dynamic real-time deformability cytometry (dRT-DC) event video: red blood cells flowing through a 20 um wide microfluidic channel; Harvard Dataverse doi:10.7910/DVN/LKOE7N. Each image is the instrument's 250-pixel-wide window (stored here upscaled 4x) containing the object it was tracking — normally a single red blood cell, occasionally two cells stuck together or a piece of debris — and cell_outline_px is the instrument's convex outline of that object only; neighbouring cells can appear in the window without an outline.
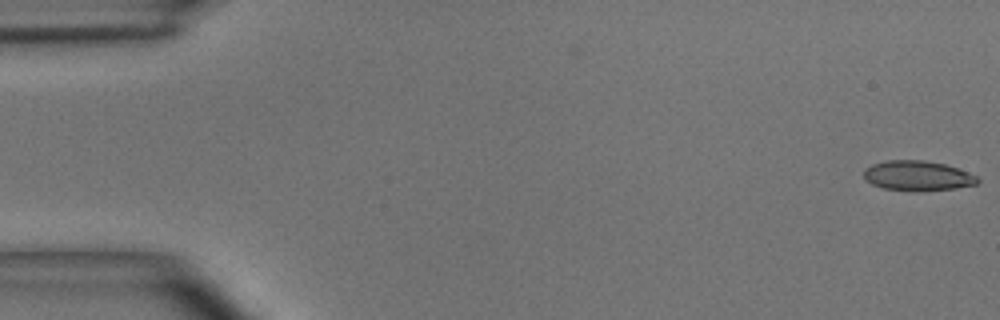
{"species": "common noctule bat (a hibernating species)", "species_latin": "Nyctalus noctula", "temperature_condition": "room temperature", "stored_images_in_passage": 49, "camera_frame_rate_fps": 3000, "um_per_image_px": 0.085, "animal": {"sex": "male", "body_mass_g": 15.6}, "frame": {"image": 1, "passage_image": 1, "time_ms": 0.0, "image_size_px": [1000, 320], "cell_outline_px": [[980, 180], [976, 184], [952, 188], [916, 192], [884, 188], [872, 184], [864, 176], [864, 168], [872, 164], [888, 160], [924, 160], [944, 164], [968, 172], [976, 176]], "centroid_in_image_um": [77.97, 14.94], "position_along_channel_um": 7.0, "area_um2": 19.71}}
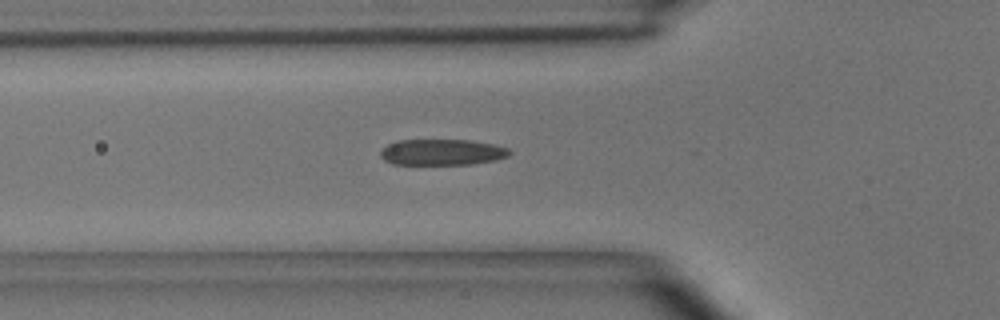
{"frame": {"image": 2, "passage_image": 17, "time_ms": 5.333, "image_size_px": [1000, 320], "cell_outline_px": [[512, 152], [508, 156], [496, 160], [472, 164], [392, 164], [384, 160], [380, 156], [380, 152], [388, 144], [396, 140], [472, 140], [492, 144], [508, 148]], "centroid_in_image_um": [37.58, 12.93], "position_along_channel_um": 88.2, "area_um2": 19.59}}
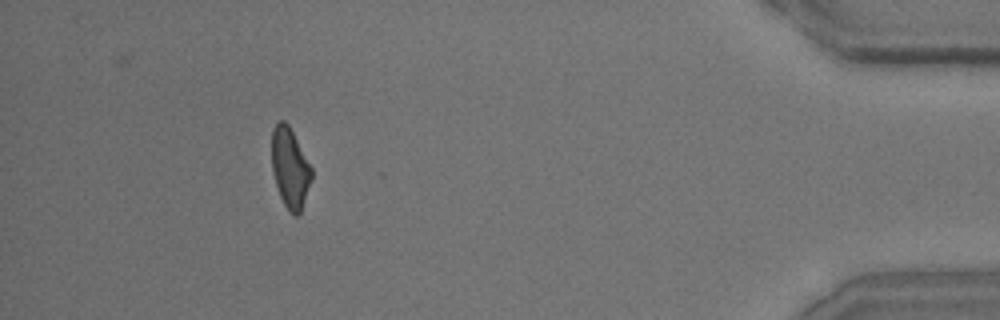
{"frame": {"image": 3, "passage_image": 45, "time_ms": 14.667, "image_size_px": [1000, 320], "cell_outline_px": [[312, 180], [300, 212], [296, 216], [284, 204], [280, 196], [272, 172], [272, 128], [280, 120], [284, 120], [288, 124], [312, 168]], "centroid_in_image_um": [24.65, 14.25], "position_along_channel_um": 410.6, "area_um2": 18.32}, "authors_computed_cell_mechanics": {"area_um2": 19.9988, "velocity_mm_per_s": 4.0735, "shape_relaxation_time_tau1_ms": 6.4619, "shape_relaxation_time_tau2_ms": 1.8529, "deformation_change_tau1": 0.172, "deformation_change_tau2": 0.1072}}